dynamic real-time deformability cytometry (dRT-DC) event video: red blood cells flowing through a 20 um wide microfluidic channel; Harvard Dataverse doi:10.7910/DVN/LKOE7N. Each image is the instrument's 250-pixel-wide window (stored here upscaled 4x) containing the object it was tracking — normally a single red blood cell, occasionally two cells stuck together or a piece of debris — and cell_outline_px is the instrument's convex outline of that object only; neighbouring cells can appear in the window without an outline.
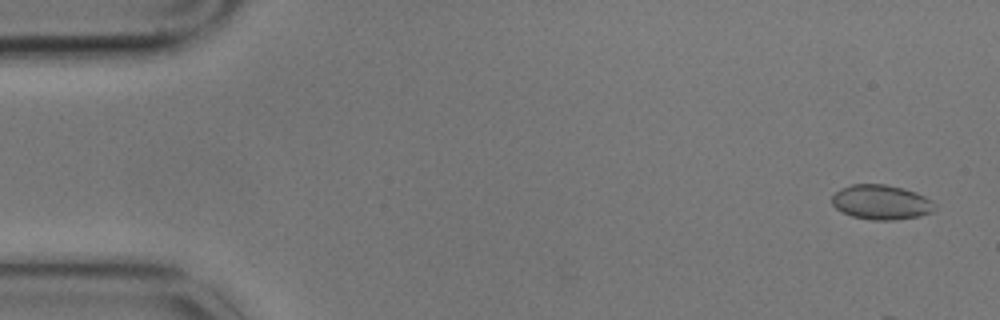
{"species": "common noctule bat (a hibernating species)", "species_latin": "Nyctalus noctula", "temperature_condition": "cold", "stored_images_in_passage": 5, "camera_frame_rate_fps": 3000, "um_per_image_px": 0.085, "animal": {"sex": "male", "body_mass_g": 17.9}, "frame": {"image": 1, "passage_image": 1, "time_ms": 0.0, "image_size_px": [1000, 320], "cell_outline_px": [[936, 208], [932, 212], [920, 216], [892, 220], [872, 220], [852, 216], [836, 208], [832, 204], [832, 196], [840, 188], [852, 184], [884, 184], [904, 188], [916, 192], [932, 200], [936, 204]], "centroid_in_image_um": [74.93, 17.18], "position_along_channel_um": 10.1, "area_um2": 20.87}}